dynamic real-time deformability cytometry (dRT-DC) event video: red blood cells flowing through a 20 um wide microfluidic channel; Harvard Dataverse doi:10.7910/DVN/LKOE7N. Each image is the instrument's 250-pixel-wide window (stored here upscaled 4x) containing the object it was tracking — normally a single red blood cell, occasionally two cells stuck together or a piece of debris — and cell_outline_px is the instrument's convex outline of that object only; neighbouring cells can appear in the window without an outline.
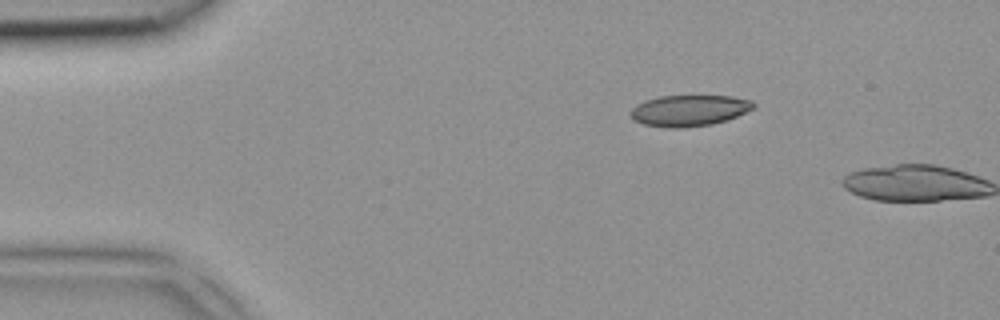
{"species": "common noctule bat (a hibernating species)", "species_latin": "Nyctalus noctula", "temperature_condition": "room temperature", "stored_images_in_passage": 2, "camera_frame_rate_fps": 3000, "um_per_image_px": 0.085, "animal": {"sex": "female", "body_mass_g": 18.4}, "frame": {"image": 1, "passage_image": 1, "time_ms": 0.0, "image_size_px": [1000, 320], "cell_outline_px": [[756, 108], [736, 116], [712, 124], [680, 128], [668, 128], [644, 124], [636, 120], [632, 116], [632, 108], [636, 104], [644, 100], [660, 96], [732, 96], [752, 100], [756, 104]], "centroid_in_image_um": [58.62, 9.38], "position_along_channel_um": 26.4, "area_um2": 22.2}}